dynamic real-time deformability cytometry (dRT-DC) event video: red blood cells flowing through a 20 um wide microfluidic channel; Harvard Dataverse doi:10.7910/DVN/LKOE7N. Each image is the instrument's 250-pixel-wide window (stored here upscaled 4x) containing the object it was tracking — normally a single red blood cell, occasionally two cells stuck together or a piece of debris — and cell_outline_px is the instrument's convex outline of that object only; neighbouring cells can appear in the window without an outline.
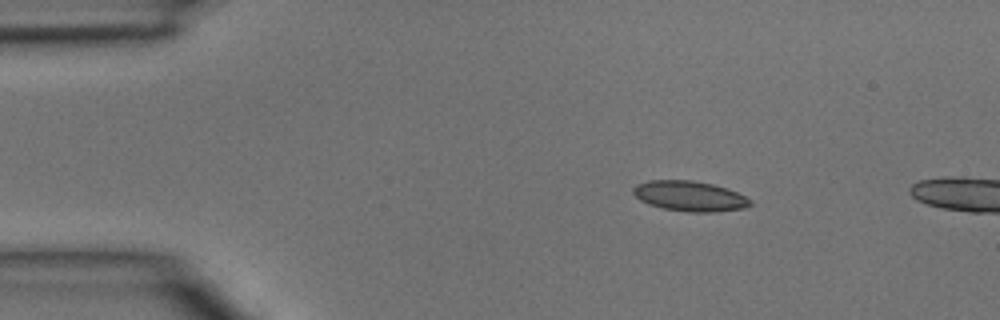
{"species": "common noctule bat (a hibernating species)", "species_latin": "Nyctalus noctula", "temperature_condition": "room temperature", "stored_images_in_passage": 2, "camera_frame_rate_fps": 3000, "um_per_image_px": 0.085, "animal": {"sex": "male", "body_mass_g": 15.6}, "frame": {"image": 1, "passage_image": 1, "time_ms": 0.0, "image_size_px": [1000, 320], "cell_outline_px": [[752, 204], [744, 208], [712, 212], [688, 212], [664, 208], [648, 204], [640, 200], [632, 192], [632, 188], [636, 184], [648, 180], [692, 180], [712, 184], [736, 192], [752, 200]], "centroid_in_image_um": [58.59, 16.66], "position_along_channel_um": 26.4, "area_um2": 20.52}}